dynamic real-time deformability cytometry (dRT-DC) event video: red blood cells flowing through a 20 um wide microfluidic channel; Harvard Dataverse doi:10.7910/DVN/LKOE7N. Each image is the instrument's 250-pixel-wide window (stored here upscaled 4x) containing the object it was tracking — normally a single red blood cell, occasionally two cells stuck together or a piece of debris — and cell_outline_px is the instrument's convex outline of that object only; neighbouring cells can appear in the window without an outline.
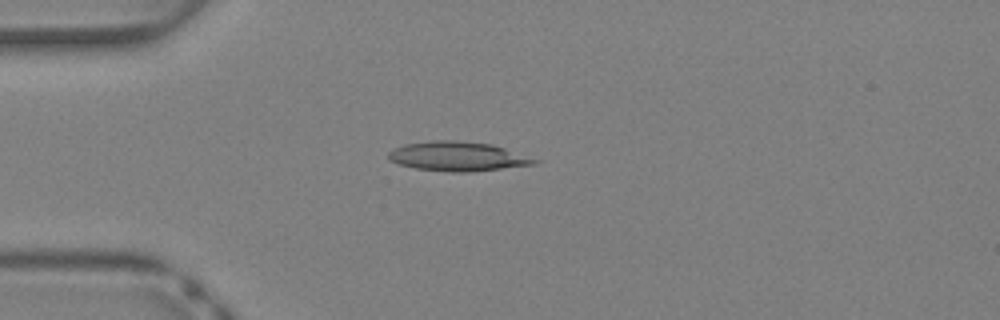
{"species": "Egyptian fruit bat (a non-hibernating species)", "species_latin": "Rousettus aegyptiacus", "temperature_condition": "warm", "stored_images_in_passage": 32, "camera_frame_rate_fps": 3000, "um_per_image_px": 0.085, "animal": {"sex": "female"}, "frame": {"image": 1, "passage_image": 3, "time_ms": 0.667, "image_size_px": [1000, 320], "cell_outline_px": [[540, 160], [532, 164], [468, 172], [448, 172], [416, 168], [400, 164], [388, 160], [388, 152], [392, 148], [404, 144], [432, 140], [456, 140], [492, 144]], "centroid_in_image_um": [38.82, 13.28], "position_along_channel_um": 46.2, "area_um2": 24.8}}
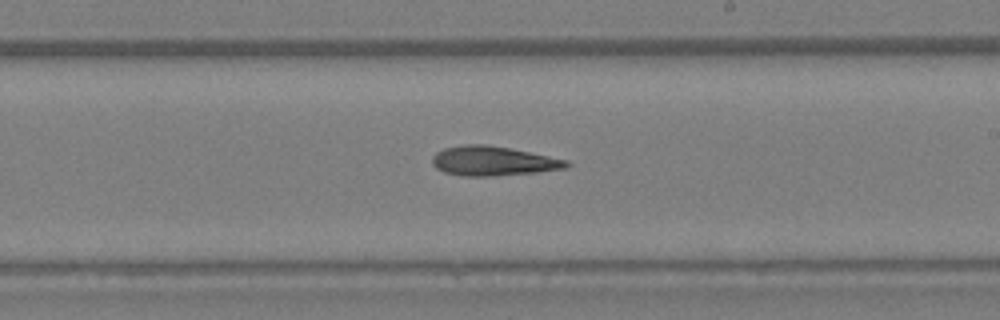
{"frame": {"image": 2, "passage_image": 16, "time_ms": 5.0, "image_size_px": [1000, 320], "cell_outline_px": [[572, 164], [568, 168], [536, 172], [488, 176], [464, 176], [444, 172], [436, 168], [432, 164], [432, 156], [436, 152], [444, 148], [464, 144], [484, 144], [508, 148], [568, 160]], "centroid_in_image_um": [41.9, 13.68], "position_along_channel_um": 247.1, "area_um2": 22.95}}
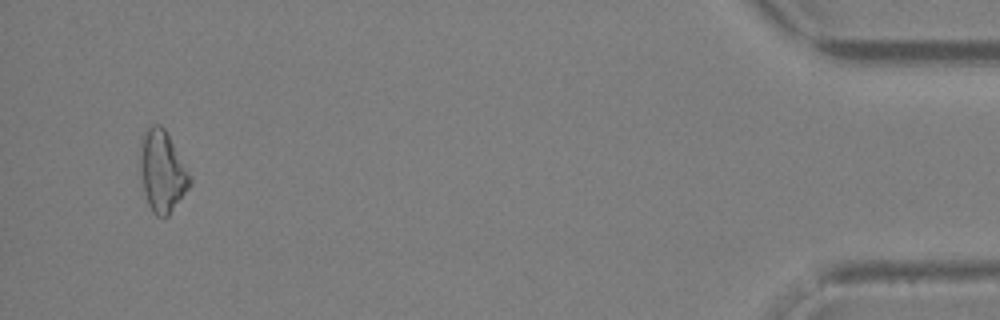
{"frame": {"image": 3, "passage_image": 31, "time_ms": 10.0, "image_size_px": [1000, 320], "cell_outline_px": [[192, 184], [168, 216], [156, 216], [152, 212], [148, 204], [144, 192], [140, 168], [140, 136], [152, 124], [160, 124], [164, 128], [192, 180]], "centroid_in_image_um": [13.76, 14.57], "position_along_channel_um": 421.4, "area_um2": 23.29}}